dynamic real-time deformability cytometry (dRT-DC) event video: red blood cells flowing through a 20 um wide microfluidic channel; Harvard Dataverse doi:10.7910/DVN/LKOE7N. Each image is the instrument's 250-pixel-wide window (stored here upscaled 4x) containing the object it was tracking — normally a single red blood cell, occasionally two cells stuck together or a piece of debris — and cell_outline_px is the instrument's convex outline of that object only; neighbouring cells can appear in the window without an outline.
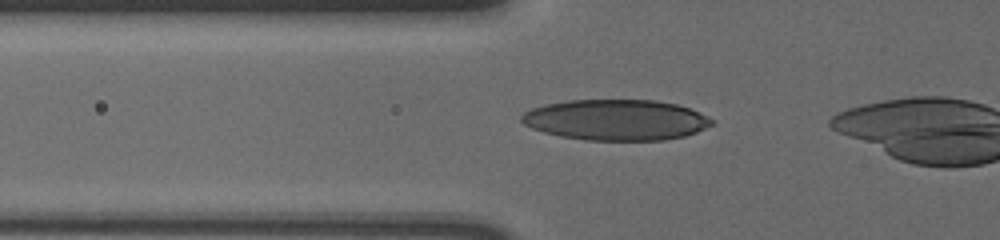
{"species": "human", "species_latin": "Homo sapiens", "temperature_condition": "cold", "stored_images_in_passage": 5, "camera_frame_rate_fps": 3000, "um_per_image_px": 0.085, "donor": {"sex": "male"}, "frame": {"image": 1, "passage_image": 3, "time_ms": 0.667, "image_size_px": [1000, 240], "cell_outline_px": [[712, 124], [696, 132], [684, 136], [664, 140], [584, 140], [560, 136], [544, 132], [532, 128], [524, 124], [520, 120], [520, 116], [524, 112], [532, 108], [548, 104], [568, 100], [656, 100], [676, 104], [688, 108], [708, 116], [712, 120]], "centroid_in_image_um": [52.34, 10.19], "position_along_channel_um": 73.5, "area_um2": 45.03}}